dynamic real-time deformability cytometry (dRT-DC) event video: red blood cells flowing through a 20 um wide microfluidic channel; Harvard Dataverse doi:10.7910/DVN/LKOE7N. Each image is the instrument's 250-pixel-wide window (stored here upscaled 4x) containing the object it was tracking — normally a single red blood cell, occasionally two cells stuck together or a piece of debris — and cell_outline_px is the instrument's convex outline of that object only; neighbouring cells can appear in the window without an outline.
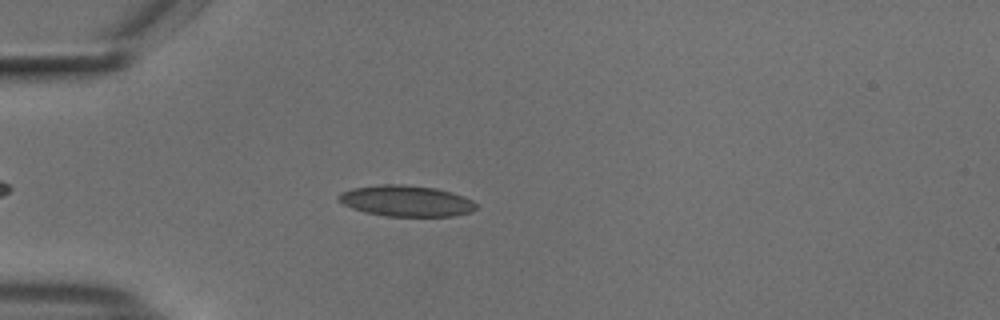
{"species": "common noctule bat (a hibernating species)", "species_latin": "Nyctalus noctula", "temperature_condition": "cold", "stored_images_in_passage": 44, "camera_frame_rate_fps": 3000, "um_per_image_px": 0.085, "animal": {"sex": "male", "body_mass_g": 18.8}, "frame": {"image": 1, "passage_image": 8, "time_ms": 2.333, "image_size_px": [1000, 320], "cell_outline_px": [[476, 208], [472, 212], [452, 216], [384, 216], [364, 212], [352, 208], [336, 200], [336, 196], [340, 192], [352, 188], [380, 184], [404, 184], [436, 188], [452, 192], [472, 200], [476, 204]], "centroid_in_image_um": [34.49, 17.07], "position_along_channel_um": 50.5, "area_um2": 25.09}}
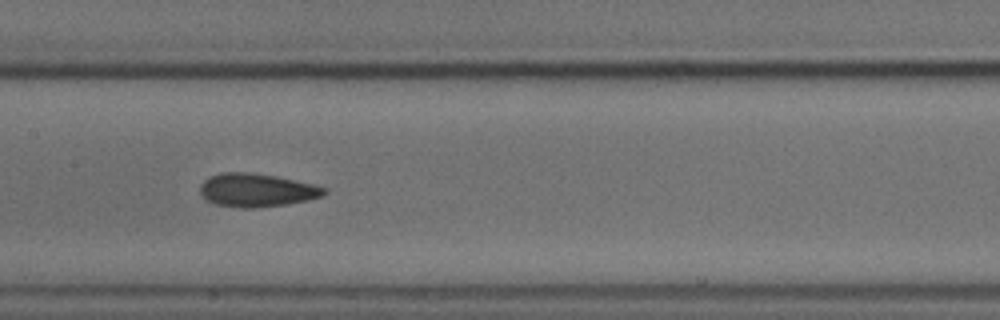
{"frame": {"image": 2, "passage_image": 20, "time_ms": 6.333, "image_size_px": [1000, 320], "cell_outline_px": [[328, 192], [324, 196], [308, 200], [288, 204], [256, 208], [240, 208], [216, 204], [208, 200], [200, 192], [200, 184], [208, 176], [220, 172], [248, 172], [276, 176], [312, 184], [324, 188]], "centroid_in_image_um": [21.81, 16.16], "position_along_channel_um": 185.6, "area_um2": 24.16}}
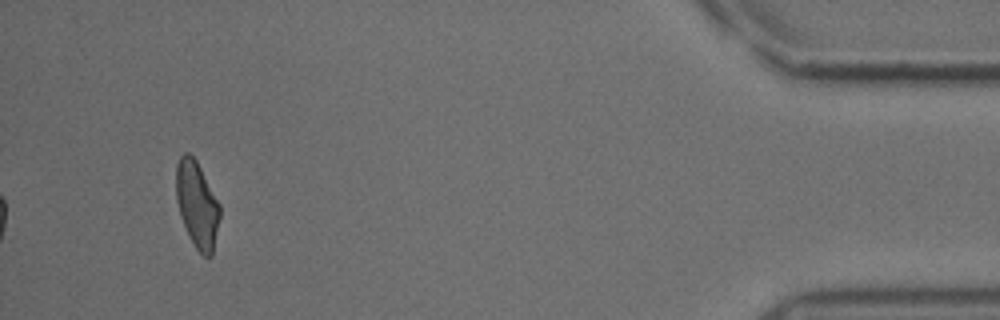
{"frame": {"image": 3, "passage_image": 44, "time_ms": 14.333, "image_size_px": [1000, 320], "cell_outline_px": [[220, 216], [212, 256], [204, 256], [196, 248], [188, 236], [180, 216], [176, 200], [176, 164], [180, 156], [184, 152], [188, 152], [196, 160], [220, 204]], "centroid_in_image_um": [16.73, 17.38], "position_along_channel_um": 418.5, "area_um2": 22.02}, "authors_computed_cell_mechanics": {"area_um2": 23.8714, "velocity_mm_per_s": 3.7266, "shape_relaxation_time_tau1_ms": 5.4368, "shape_relaxation_time_tau2_ms": 1.9655, "deformation_change_tau1": 0.1117, "deformation_change_tau2": 0.0778}}